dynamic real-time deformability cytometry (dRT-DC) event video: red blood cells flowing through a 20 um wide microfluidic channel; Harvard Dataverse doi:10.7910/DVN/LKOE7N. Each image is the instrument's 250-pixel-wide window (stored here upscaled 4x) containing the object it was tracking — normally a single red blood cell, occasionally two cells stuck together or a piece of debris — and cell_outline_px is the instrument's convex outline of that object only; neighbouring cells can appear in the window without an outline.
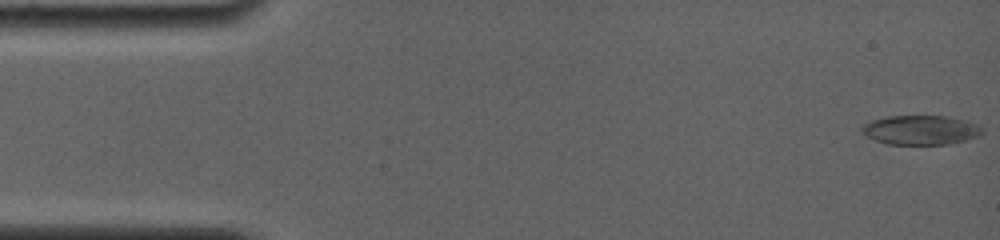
{"species": "common noctule bat (a hibernating species)", "species_latin": "Nyctalus noctula", "temperature_condition": "room temperature", "stored_images_in_passage": 122, "camera_frame_rate_fps": 4000, "um_per_image_px": 0.085, "animal": {"sex": "female", "body_mass_g": 19.0, "forearm_length_mm": 56.7}, "frame": {"image": 1, "passage_image": 1, "time_ms": 0.0, "image_size_px": [1000, 240], "cell_outline_px": [[984, 132], [980, 136], [948, 144], [888, 144], [876, 140], [868, 136], [860, 128], [868, 120], [888, 116], [948, 116], [964, 120], [976, 124], [984, 128]], "centroid_in_image_um": [78.28, 11.04], "position_along_channel_um": 6.7, "area_um2": 20.58}}
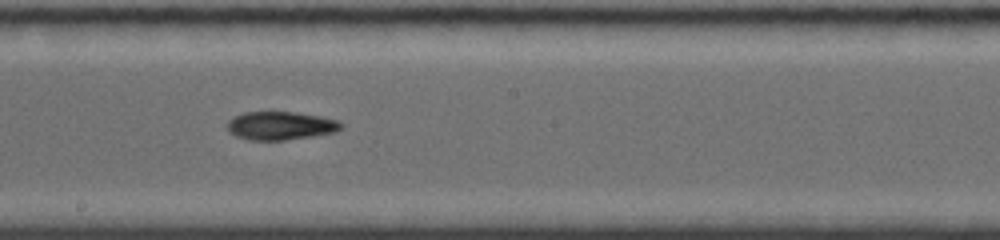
{"frame": {"image": 2, "passage_image": 67, "time_ms": 9.0, "image_size_px": [1000, 240], "cell_outline_px": [[344, 124], [336, 132], [312, 136], [284, 140], [252, 140], [236, 136], [228, 132], [228, 120], [232, 116], [244, 112], [292, 112], [320, 116], [340, 120]], "centroid_in_image_um": [23.84, 10.68], "position_along_channel_um": 224.4, "area_um2": 18.84}}
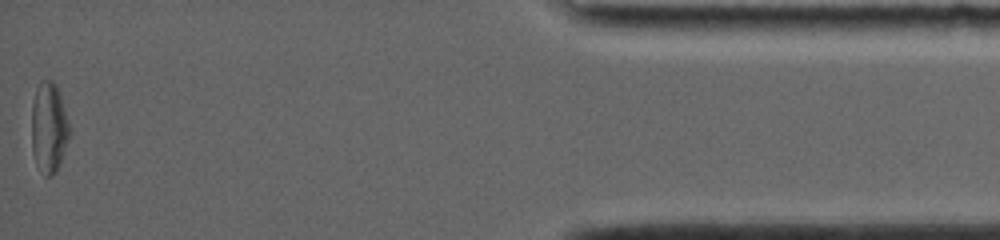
{"frame": {"image": 3, "passage_image": 121, "time_ms": 16.25, "image_size_px": [1000, 240], "cell_outline_px": [[68, 136], [56, 172], [52, 176], [44, 176], [36, 164], [32, 152], [32, 104], [36, 88], [40, 80], [52, 80], [56, 84], [60, 96], [68, 124]], "centroid_in_image_um": [4.11, 10.84], "position_along_channel_um": 431.1, "area_um2": 19.48}, "authors_computed_cell_mechanics": {"area_um2": 19.4208, "velocity_mm_per_s": 3.8068, "shape_relaxation_time_tau1_ms": null, "shape_relaxation_time_tau2_ms": 8.4677, "deformation_change_tau1": null, "deformation_change_tau2": 0.1934}}